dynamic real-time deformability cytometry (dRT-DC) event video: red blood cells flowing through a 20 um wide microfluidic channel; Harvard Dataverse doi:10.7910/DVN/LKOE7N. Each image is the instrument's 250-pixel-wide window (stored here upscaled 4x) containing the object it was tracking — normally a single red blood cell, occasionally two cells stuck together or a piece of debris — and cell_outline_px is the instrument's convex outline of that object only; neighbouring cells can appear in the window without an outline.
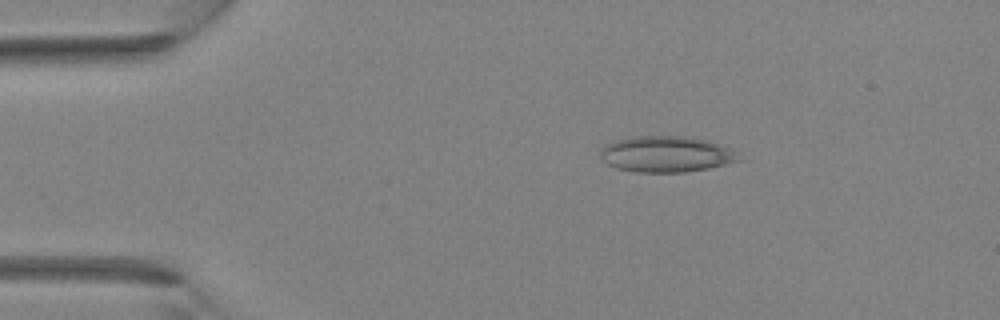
{"species": "Egyptian fruit bat (a non-hibernating species)", "species_latin": "Rousettus aegyptiacus", "temperature_condition": "room temperature", "stored_images_in_passage": 2, "camera_frame_rate_fps": 3000, "um_per_image_px": 0.085, "animal": {"sex": "female"}, "frame": {"image": 1, "passage_image": 1, "time_ms": 0.0, "image_size_px": [1000, 320], "cell_outline_px": [[744, 160], [708, 168], [684, 172], [636, 172], [616, 168], [600, 160], [600, 152], [604, 144], [616, 140], [636, 136], [684, 136], [708, 140], [728, 148]], "centroid_in_image_um": [56.59, 13.1], "position_along_channel_um": 28.4, "area_um2": 29.07}}